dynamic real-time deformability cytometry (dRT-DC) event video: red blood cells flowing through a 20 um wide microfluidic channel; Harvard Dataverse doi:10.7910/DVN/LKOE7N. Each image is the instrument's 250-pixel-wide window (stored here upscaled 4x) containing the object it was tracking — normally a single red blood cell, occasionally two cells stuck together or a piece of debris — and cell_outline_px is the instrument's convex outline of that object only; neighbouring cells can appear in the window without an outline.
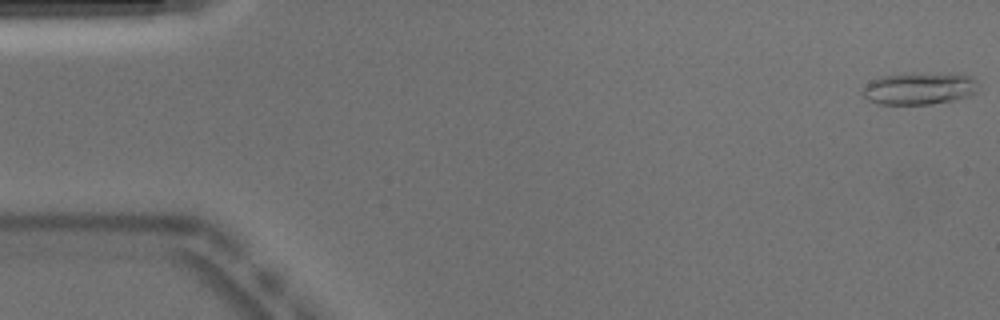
{"species": "Egyptian fruit bat (a non-hibernating species)", "species_latin": "Rousettus aegyptiacus", "temperature_condition": "warm", "stored_images_in_passage": 51, "camera_frame_rate_fps": 3000, "um_per_image_px": 0.085, "animal": {"sex": "male"}, "frame": {"image": 1, "passage_image": 1, "time_ms": 0.0, "image_size_px": [1000, 320], "cell_outline_px": [[980, 84], [976, 92], [968, 96], [956, 100], [932, 104], [876, 104], [868, 100], [860, 92], [872, 80], [880, 76], [916, 72], [972, 76]], "centroid_in_image_um": [78.15, 7.52], "position_along_channel_um": 6.9, "area_um2": 21.91}}
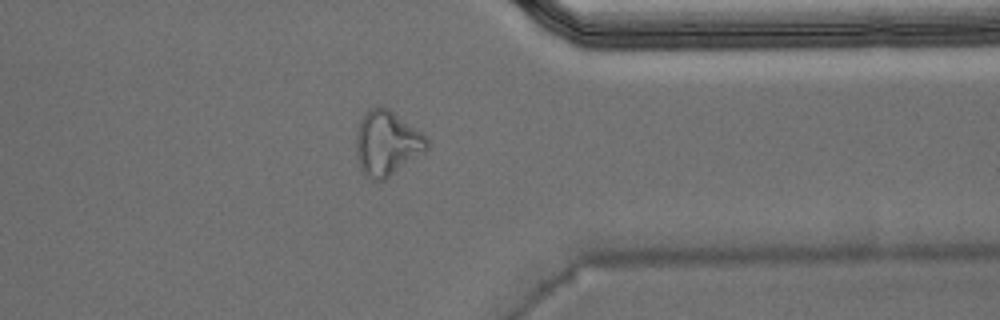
{"frame": {"image": 2, "passage_image": 40, "time_ms": 13.0, "image_size_px": [1000, 320], "cell_outline_px": [[428, 148], [424, 152], [384, 180], [368, 180], [364, 176], [360, 168], [356, 156], [356, 132], [360, 120], [364, 112], [368, 108], [388, 108], [428, 136]], "centroid_in_image_um": [32.86, 12.18], "position_along_channel_um": 378.5, "area_um2": 26.88}}
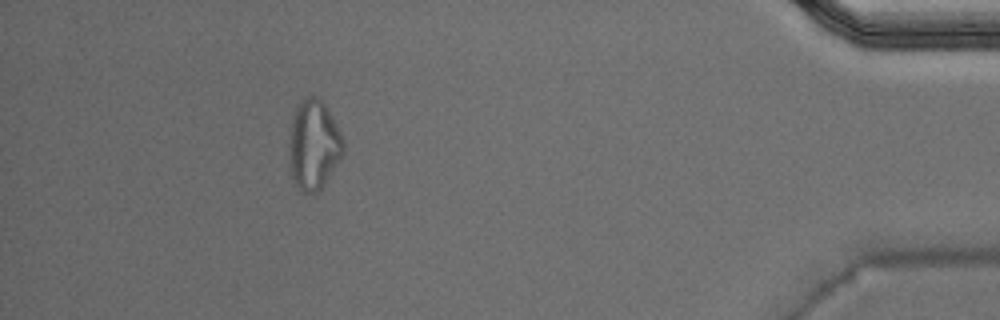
{"frame": {"image": 3, "passage_image": 46, "time_ms": 15.0, "image_size_px": [1000, 320], "cell_outline_px": [[344, 152], [320, 192], [304, 192], [296, 184], [292, 176], [288, 164], [288, 144], [292, 116], [300, 100], [308, 96], [316, 96], [324, 104], [336, 124], [340, 132], [344, 144]], "centroid_in_image_um": [26.63, 12.32], "position_along_channel_um": 408.6, "area_um2": 28.44}, "authors_computed_cell_mechanics": {"area_um2": 20.519, "velocity_mm_per_s": 3.9387, "shape_relaxation_time_tau1_ms": null, "shape_relaxation_time_tau2_ms": 2.5733, "deformation_change_tau1": null, "deformation_change_tau2": 0.128}}